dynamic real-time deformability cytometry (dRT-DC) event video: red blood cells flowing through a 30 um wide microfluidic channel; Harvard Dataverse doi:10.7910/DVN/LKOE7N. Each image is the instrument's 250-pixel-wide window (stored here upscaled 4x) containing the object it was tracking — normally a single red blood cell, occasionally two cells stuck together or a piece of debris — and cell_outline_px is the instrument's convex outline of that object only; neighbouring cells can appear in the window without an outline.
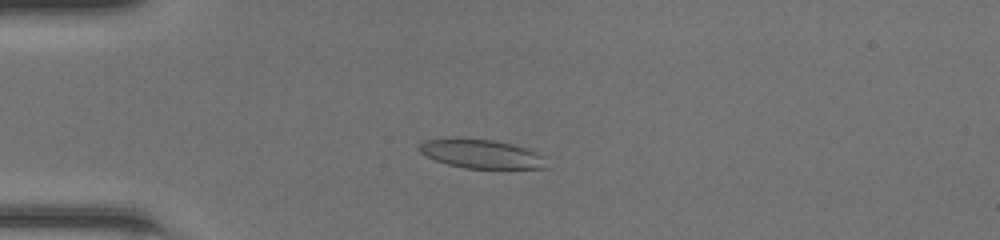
{"species": "common noctule bat (a hibernating species)", "species_latin": "Nyctalus noctula", "temperature_condition": "room temperature", "stored_images_in_passage": 48, "camera_frame_rate_fps": 3000, "um_per_image_px": 0.085, "animal": {"sex": "female", "body_mass_g": 20.0, "forearm_length_mm": 54.0}, "frame": {"image": 1, "passage_image": 12, "time_ms": 3.667, "image_size_px": [1000, 240], "cell_outline_px": [[552, 168], [464, 168], [448, 164], [436, 160], [420, 152], [420, 144], [424, 140], [496, 140], [512, 144], [548, 156]], "centroid_in_image_um": [41.1, 13.12], "position_along_channel_um": 43.9, "area_um2": 21.04}}
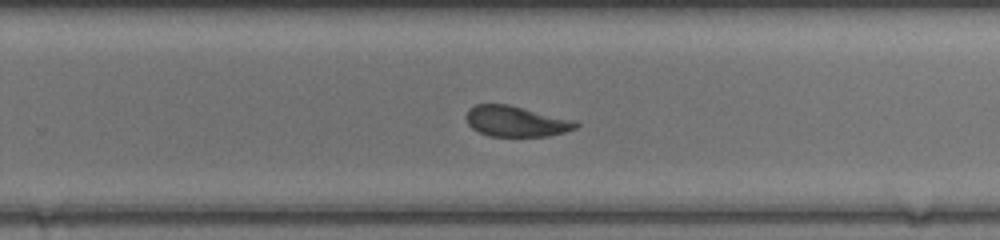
{"frame": {"image": 2, "passage_image": 31, "time_ms": 10.0, "image_size_px": [1000, 240], "cell_outline_px": [[580, 124], [576, 128], [564, 132], [548, 136], [488, 136], [472, 128], [468, 124], [464, 116], [468, 108], [476, 104], [508, 104], [576, 120]], "centroid_in_image_um": [43.85, 10.3], "position_along_channel_um": 286.0, "area_um2": 19.77}}
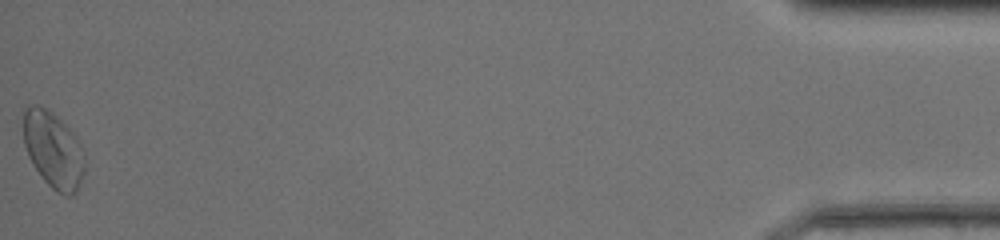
{"frame": {"image": 3, "passage_image": 48, "time_ms": 15.667, "image_size_px": [1000, 240], "cell_outline_px": [[84, 172], [76, 192], [72, 196], [64, 196], [56, 192], [44, 180], [32, 164], [28, 156], [24, 144], [24, 108], [28, 104], [36, 104], [52, 112], [76, 136], [80, 144], [84, 156]], "centroid_in_image_um": [4.52, 12.75], "position_along_channel_um": 430.7, "area_um2": 27.22}, "authors_computed_cell_mechanics": {"area_um2": 20.9236, "velocity_mm_per_s": 4.2491, "shape_relaxation_time_tau1_ms": 4.1593, "shape_relaxation_time_tau2_ms": 1.5548, "deformation_change_tau1": 0.1573, "deformation_change_tau2": 0.0893}}